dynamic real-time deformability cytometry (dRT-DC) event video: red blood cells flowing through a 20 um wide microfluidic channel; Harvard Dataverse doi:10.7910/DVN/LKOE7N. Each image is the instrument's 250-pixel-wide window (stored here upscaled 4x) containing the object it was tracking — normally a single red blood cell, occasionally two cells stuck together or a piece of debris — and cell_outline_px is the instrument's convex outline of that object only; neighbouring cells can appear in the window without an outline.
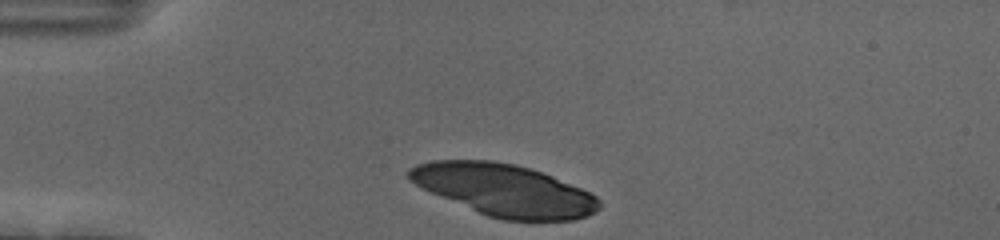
{"species": "human", "species_latin": "Homo sapiens", "temperature_condition": "cold", "stored_images_in_passage": 34, "camera_frame_rate_fps": 3000, "um_per_image_px": 0.085, "donor": {"sex": "female"}, "frame": {"image": 1, "passage_image": 1, "time_ms": 0.0, "image_size_px": [1000, 240], "cell_outline_px": [[600, 208], [596, 212], [588, 216], [572, 220], [504, 220], [488, 216], [420, 188], [408, 180], [408, 168], [416, 164], [432, 160], [492, 160], [516, 164], [532, 168], [552, 176], [580, 188], [596, 196], [600, 200]], "centroid_in_image_um": [42.84, 16.14], "position_along_channel_um": 42.2, "area_um2": 57.57}}